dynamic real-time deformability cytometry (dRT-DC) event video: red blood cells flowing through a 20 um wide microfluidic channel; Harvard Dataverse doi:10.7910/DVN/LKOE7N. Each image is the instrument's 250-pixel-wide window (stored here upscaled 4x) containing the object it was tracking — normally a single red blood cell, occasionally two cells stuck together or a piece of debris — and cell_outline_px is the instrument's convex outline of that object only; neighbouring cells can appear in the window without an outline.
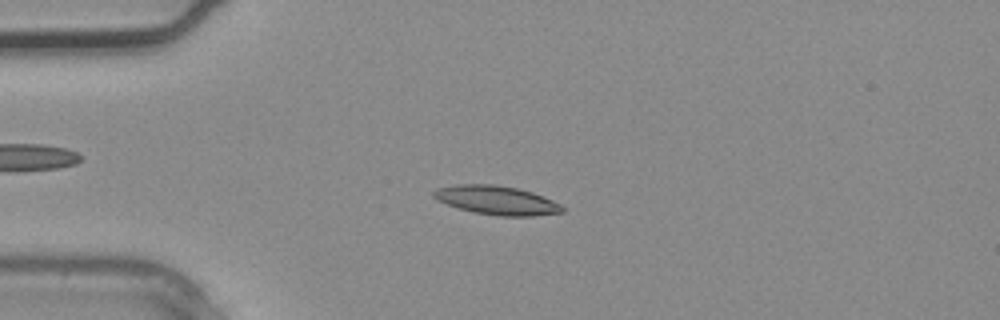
{"species": "common noctule bat (a hibernating species)", "species_latin": "Nyctalus noctula", "temperature_condition": "warm", "stored_images_in_passage": 3, "camera_frame_rate_fps": 3000, "um_per_image_px": 0.085, "animal": {"sex": "male", "body_mass_g": 20.4}, "frame": {"image": 1, "passage_image": 3, "time_ms": 0.667, "image_size_px": [1000, 320], "cell_outline_px": [[564, 212], [536, 216], [500, 216], [472, 212], [436, 200], [432, 196], [432, 192], [440, 188], [456, 184], [496, 184], [516, 188], [532, 192], [544, 196], [560, 204], [564, 208]], "centroid_in_image_um": [42.24, 17.02], "position_along_channel_um": 42.8, "area_um2": 21.68}}